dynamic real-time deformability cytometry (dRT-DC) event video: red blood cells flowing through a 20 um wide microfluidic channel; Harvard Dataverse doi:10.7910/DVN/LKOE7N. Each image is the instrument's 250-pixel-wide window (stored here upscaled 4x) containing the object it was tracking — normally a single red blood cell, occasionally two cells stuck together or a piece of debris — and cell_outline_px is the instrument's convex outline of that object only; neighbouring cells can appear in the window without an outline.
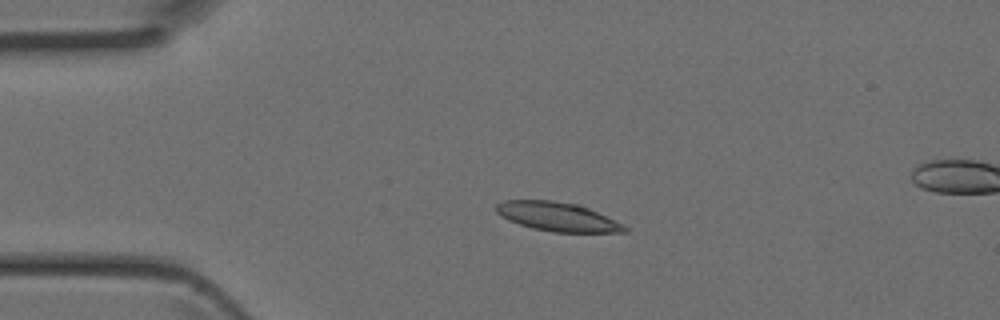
{"species": "Egyptian fruit bat (a non-hibernating species)", "species_latin": "Rousettus aegyptiacus", "temperature_condition": "room temperature", "stored_images_in_passage": 21, "camera_frame_rate_fps": 3000, "um_per_image_px": 0.085, "animal": {"sex": "female"}, "frame": {"image": 1, "passage_image": 9, "time_ms": 2.667, "image_size_px": [1000, 320], "cell_outline_px": [[628, 232], [552, 232], [532, 228], [508, 220], [500, 216], [496, 212], [496, 204], [504, 200], [552, 200], [580, 204], [628, 228]], "centroid_in_image_um": [47.32, 18.41], "position_along_channel_um": 37.7, "area_um2": 21.44}}
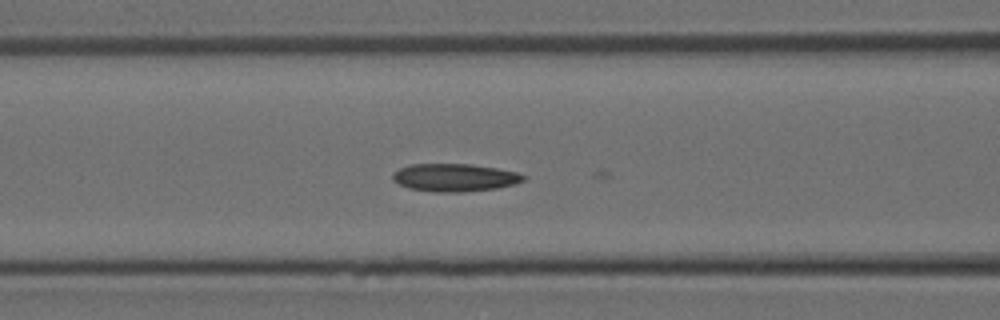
{"frame": {"image": 2, "passage_image": 17, "time_ms": 5.333, "image_size_px": [1000, 320], "cell_outline_px": [[524, 180], [516, 184], [496, 188], [460, 192], [432, 192], [408, 188], [392, 180], [392, 172], [400, 168], [412, 164], [472, 164], [520, 172], [524, 176]], "centroid_in_image_um": [38.63, 15.09], "position_along_channel_um": 128.0, "area_um2": 21.27}}